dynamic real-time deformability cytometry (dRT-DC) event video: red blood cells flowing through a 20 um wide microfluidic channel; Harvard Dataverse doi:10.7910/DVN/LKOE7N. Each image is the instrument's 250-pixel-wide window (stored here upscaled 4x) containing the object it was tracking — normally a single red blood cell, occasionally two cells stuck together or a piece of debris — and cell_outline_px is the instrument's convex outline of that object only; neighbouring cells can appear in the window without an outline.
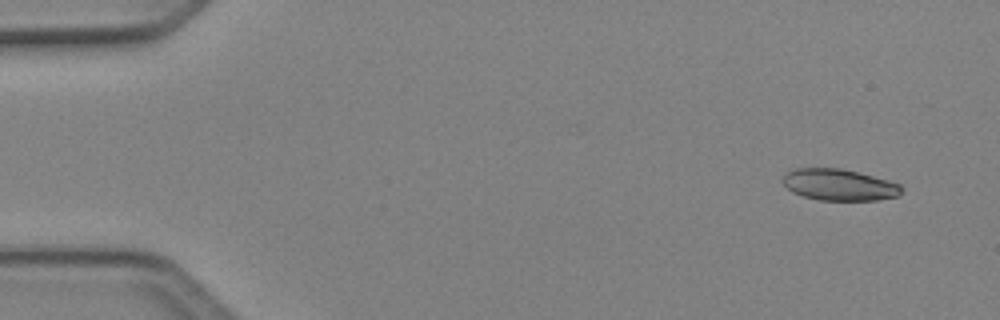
{"species": "Egyptian fruit bat (a non-hibernating species)", "species_latin": "Rousettus aegyptiacus", "temperature_condition": "cold", "stored_images_in_passage": 5, "camera_frame_rate_fps": 3000, "um_per_image_px": 0.085, "animal": {"sex": "female"}, "frame": {"image": 1, "passage_image": 2, "time_ms": 0.333, "image_size_px": [1000, 320], "cell_outline_px": [[904, 188], [900, 196], [876, 200], [820, 200], [804, 196], [792, 192], [780, 180], [784, 172], [792, 168], [840, 168], [888, 180], [900, 184]], "centroid_in_image_um": [71.31, 15.7], "position_along_channel_um": 13.7, "area_um2": 21.96}}